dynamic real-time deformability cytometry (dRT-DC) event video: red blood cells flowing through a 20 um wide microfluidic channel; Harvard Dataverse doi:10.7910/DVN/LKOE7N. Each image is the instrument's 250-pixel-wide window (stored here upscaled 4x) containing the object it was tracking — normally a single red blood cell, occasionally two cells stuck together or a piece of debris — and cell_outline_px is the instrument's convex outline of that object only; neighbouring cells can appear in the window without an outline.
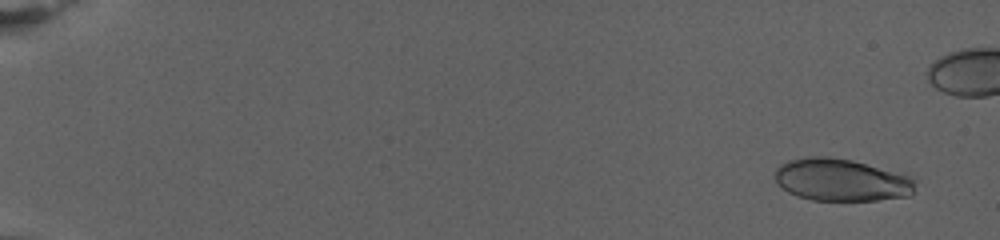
{"species": "human", "species_latin": "Homo sapiens", "temperature_condition": "warm", "stored_images_in_passage": 73, "camera_frame_rate_fps": 3000, "um_per_image_px": 0.085, "donor": {"sex": "female"}, "frame": {"image": 1, "passage_image": 5, "time_ms": 1.333, "image_size_px": [1000, 240], "cell_outline_px": [[912, 196], [876, 200], [812, 200], [796, 196], [788, 192], [776, 184], [776, 168], [780, 164], [788, 160], [812, 156], [828, 156], [852, 160], [908, 176], [912, 180]], "centroid_in_image_um": [71.43, 15.3], "position_along_channel_um": 13.6, "area_um2": 34.28}}
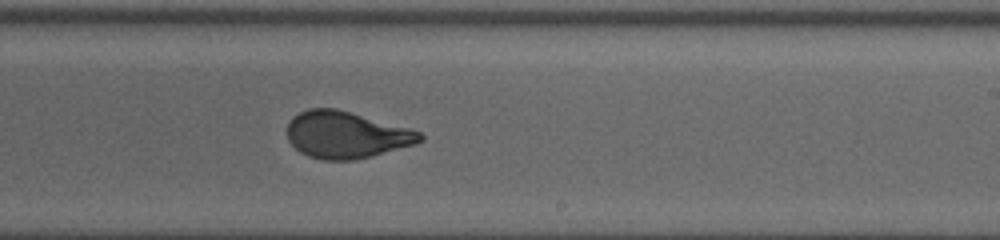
{"frame": {"image": 2, "passage_image": 51, "time_ms": 16.667, "image_size_px": [1000, 240], "cell_outline_px": [[424, 140], [416, 144], [372, 156], [356, 160], [324, 160], [308, 156], [300, 152], [288, 140], [288, 124], [292, 116], [308, 108], [336, 108], [408, 128], [420, 132], [424, 136]], "centroid_in_image_um": [29.42, 11.47], "position_along_channel_um": 259.6, "area_um2": 36.18}}
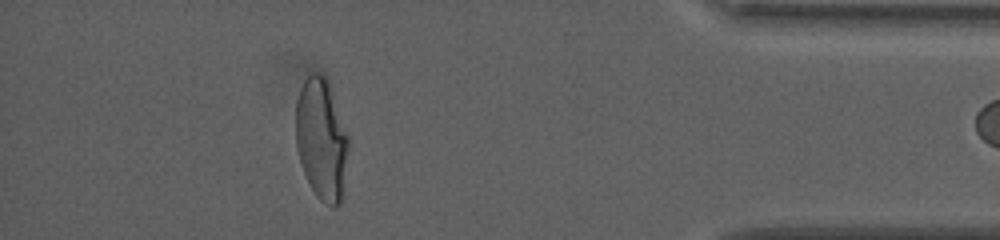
{"frame": {"image": 3, "passage_image": 71, "time_ms": 23.333, "image_size_px": [1000, 240], "cell_outline_px": [[348, 148], [344, 200], [336, 208], [332, 208], [324, 204], [316, 196], [304, 172], [296, 148], [296, 100], [300, 88], [304, 80], [312, 72], [320, 72], [328, 80], [348, 136]], "centroid_in_image_um": [27.35, 11.89], "position_along_channel_um": 407.9, "area_um2": 37.8}}